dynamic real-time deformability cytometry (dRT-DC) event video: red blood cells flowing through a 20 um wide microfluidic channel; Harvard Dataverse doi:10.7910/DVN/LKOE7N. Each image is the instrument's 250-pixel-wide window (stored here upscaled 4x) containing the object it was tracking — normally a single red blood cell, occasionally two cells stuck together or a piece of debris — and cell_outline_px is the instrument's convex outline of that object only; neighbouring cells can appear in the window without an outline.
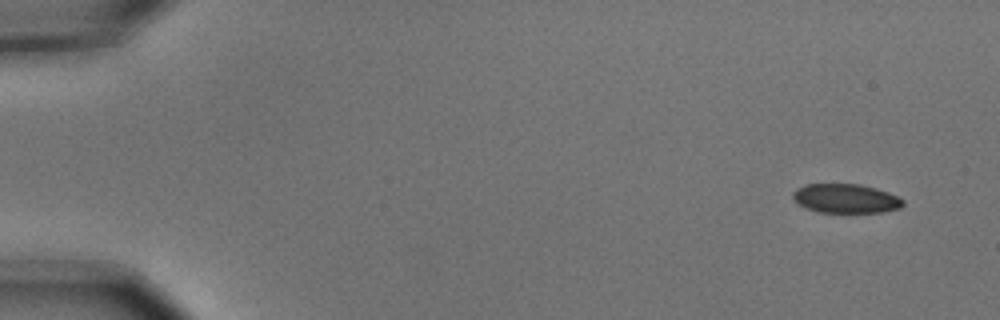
{"species": "common noctule bat (a hibernating species)", "species_latin": "Nyctalus noctula", "temperature_condition": "cold", "stored_images_in_passage": 6, "camera_frame_rate_fps": 3000, "um_per_image_px": 0.085, "animal": {"sex": "male", "body_mass_g": 15.6}, "frame": {"image": 1, "passage_image": 1, "time_ms": 0.0, "image_size_px": [1000, 320], "cell_outline_px": [[904, 204], [900, 208], [884, 212], [820, 212], [804, 208], [796, 204], [792, 196], [792, 192], [796, 188], [808, 184], [860, 184], [876, 188], [888, 192], [904, 200]], "centroid_in_image_um": [71.86, 16.87], "position_along_channel_um": 13.1, "area_um2": 18.84}}
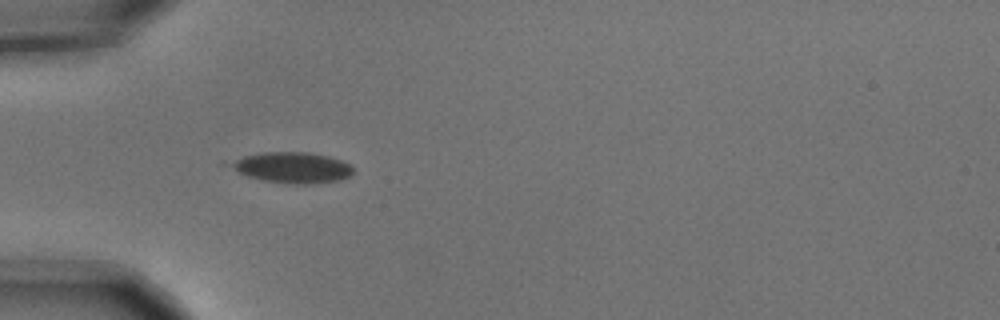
{"frame": {"image": 2, "passage_image": 5, "time_ms": 1.333, "image_size_px": [1000, 320], "cell_outline_px": [[352, 172], [348, 176], [336, 180], [308, 184], [292, 184], [264, 180], [248, 176], [220, 164], [244, 156], [264, 152], [308, 152], [328, 156], [340, 160], [348, 164], [352, 168]], "centroid_in_image_um": [24.73, 14.23], "position_along_channel_um": 60.3, "area_um2": 21.91}}
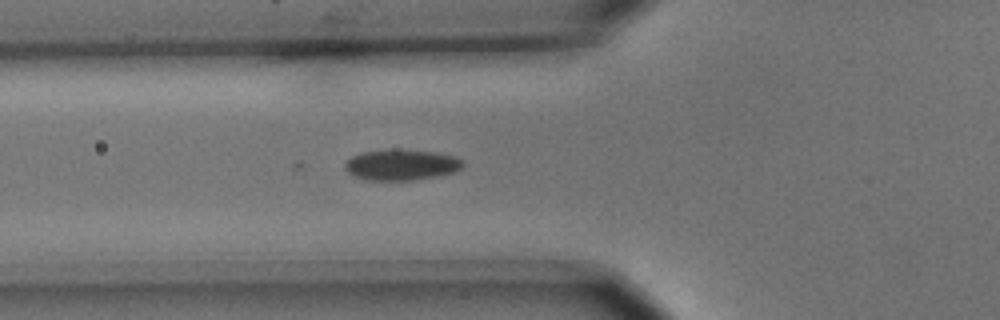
{"frame": {"image": 3, "passage_image": 6, "time_ms": 1.667, "image_size_px": [1000, 320], "cell_outline_px": [[464, 164], [456, 172], [440, 176], [412, 180], [364, 180], [352, 176], [344, 168], [344, 164], [352, 156], [360, 152], [432, 152], [456, 156], [464, 160]], "centroid_in_image_um": [34.14, 14.07], "position_along_channel_um": 91.7, "area_um2": 20.58}}